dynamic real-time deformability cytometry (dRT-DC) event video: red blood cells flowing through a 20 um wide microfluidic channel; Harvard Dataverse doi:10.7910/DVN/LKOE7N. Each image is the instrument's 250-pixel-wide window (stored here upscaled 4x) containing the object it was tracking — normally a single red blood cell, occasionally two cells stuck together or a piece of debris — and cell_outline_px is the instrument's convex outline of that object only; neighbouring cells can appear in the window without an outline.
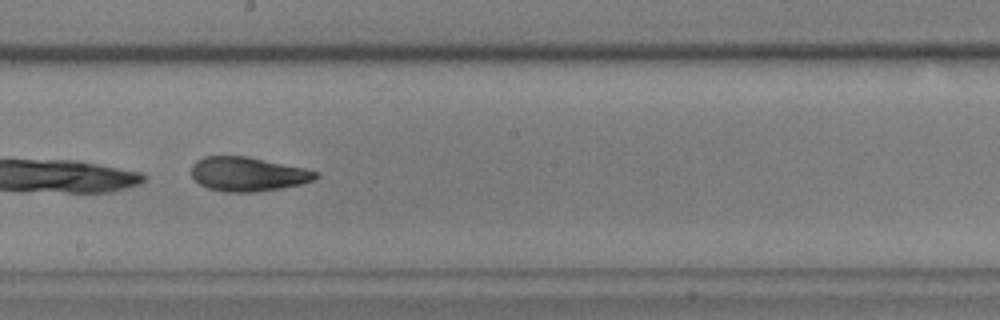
{"species": "common noctule bat (a hibernating species)", "species_latin": "Nyctalus noctula", "temperature_condition": "warm", "stored_images_in_passage": 43, "camera_frame_rate_fps": 3000, "um_per_image_px": 0.085, "animal": {"sex": "male", "body_mass_g": 17.9, "forearm_length_mm": 54.2}, "frame": {"image": 1, "passage_image": 32, "time_ms": 10.333, "image_size_px": [1000, 320], "cell_outline_px": [[320, 176], [312, 180], [300, 184], [280, 188], [256, 192], [224, 192], [208, 188], [200, 184], [192, 176], [192, 164], [196, 160], [204, 156], [248, 156], [308, 168], [320, 172]], "centroid_in_image_um": [21.1, 14.78], "position_along_channel_um": 227.1, "area_um2": 25.03}}